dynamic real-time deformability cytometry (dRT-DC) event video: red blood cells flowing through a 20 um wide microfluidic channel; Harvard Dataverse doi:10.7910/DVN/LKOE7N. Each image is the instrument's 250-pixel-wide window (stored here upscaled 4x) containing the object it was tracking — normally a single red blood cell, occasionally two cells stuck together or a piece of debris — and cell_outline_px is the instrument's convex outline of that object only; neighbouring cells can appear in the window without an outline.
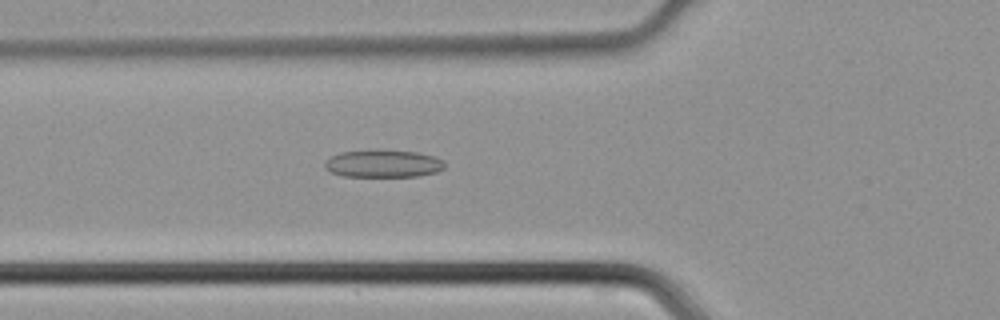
{"species": "common noctule bat (a hibernating species)", "species_latin": "Nyctalus noctula", "temperature_condition": "cold", "stored_images_in_passage": 40, "camera_frame_rate_fps": 3000, "um_per_image_px": 0.085, "animal": {"sex": "male", "body_mass_g": 21.5, "forearm_length_mm": 52.0}, "frame": {"image": 1, "passage_image": 11, "time_ms": 3.333, "image_size_px": [1000, 320], "cell_outline_px": [[444, 168], [436, 172], [416, 176], [344, 176], [332, 172], [324, 168], [324, 164], [332, 156], [340, 152], [376, 148], [380, 148], [416, 152], [436, 156], [444, 160]], "centroid_in_image_um": [32.59, 13.87], "position_along_channel_um": 93.2, "area_um2": 19.59}}
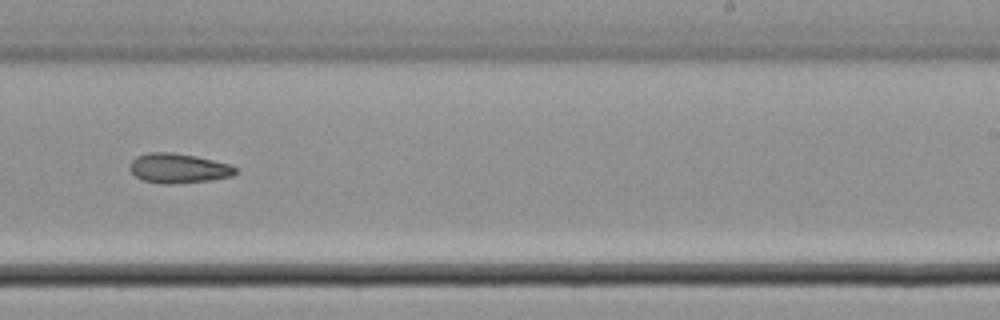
{"frame": {"image": 2, "passage_image": 23, "time_ms": 7.333, "image_size_px": [1000, 320], "cell_outline_px": [[236, 172], [232, 176], [212, 180], [172, 184], [164, 184], [144, 180], [136, 176], [128, 168], [132, 160], [136, 156], [148, 152], [172, 152], [196, 156], [228, 164], [236, 168]], "centroid_in_image_um": [15.14, 14.3], "position_along_channel_um": 273.9, "area_um2": 18.21}}
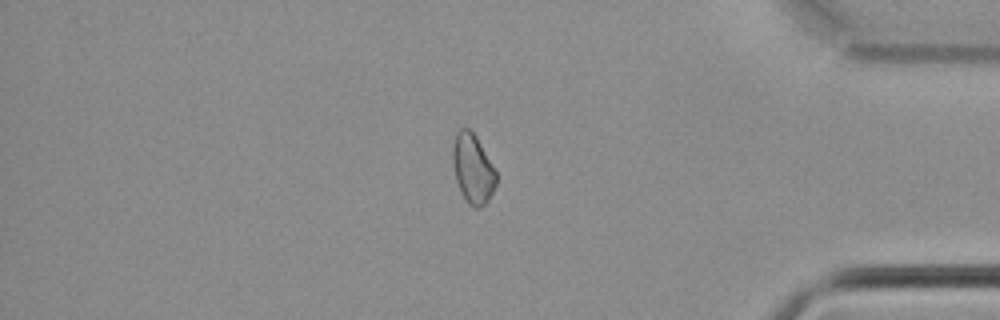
{"frame": {"image": 3, "passage_image": 33, "time_ms": 10.667, "image_size_px": [1000, 320], "cell_outline_px": [[496, 184], [488, 200], [480, 208], [476, 208], [468, 204], [460, 192], [456, 180], [452, 160], [452, 144], [456, 132], [460, 128], [468, 128], [476, 136], [492, 164], [496, 172]], "centroid_in_image_um": [40.16, 14.33], "position_along_channel_um": 395.0, "area_um2": 17.57}}